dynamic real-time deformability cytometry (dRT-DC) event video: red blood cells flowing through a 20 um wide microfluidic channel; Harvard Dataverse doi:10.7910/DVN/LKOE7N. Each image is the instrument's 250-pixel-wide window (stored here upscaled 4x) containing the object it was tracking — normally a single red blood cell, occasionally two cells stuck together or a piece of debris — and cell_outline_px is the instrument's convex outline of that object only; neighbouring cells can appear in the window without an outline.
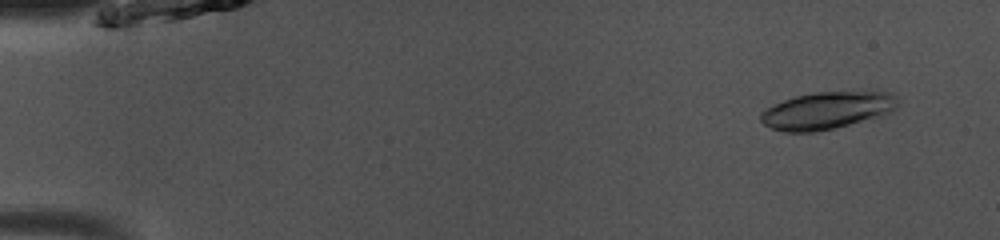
{"species": "common noctule bat (a hibernating species)", "species_latin": "Nyctalus noctula", "temperature_condition": "room temperature", "stored_images_in_passage": 49, "camera_frame_rate_fps": 3000, "um_per_image_px": 0.085, "animal": {"sex": "male", "body_mass_g": 13.0, "forearm_length_mm": 53.1}, "frame": {"image": 1, "passage_image": 4, "time_ms": 1.0, "image_size_px": [1000, 240], "cell_outline_px": [[900, 104], [896, 108], [872, 120], [816, 132], [784, 132], [772, 128], [764, 124], [760, 120], [760, 112], [784, 100], [796, 96], [816, 92], [888, 92]], "centroid_in_image_um": [70.29, 9.41], "position_along_channel_um": 14.7, "area_um2": 29.59}}
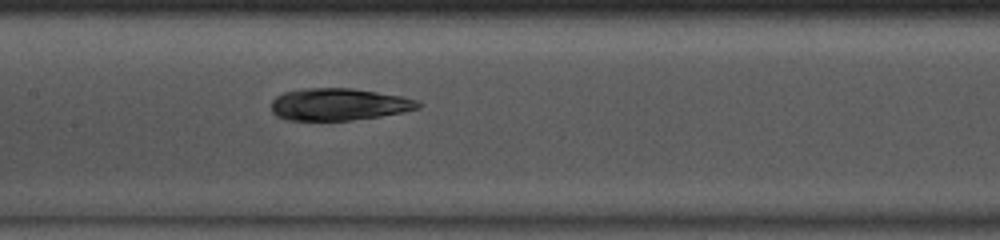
{"frame": {"image": 2, "passage_image": 24, "time_ms": 7.667, "image_size_px": [1000, 240], "cell_outline_px": [[424, 104], [420, 108], [404, 112], [380, 116], [352, 120], [288, 120], [276, 116], [272, 112], [272, 100], [276, 96], [284, 92], [304, 88], [352, 88], [400, 96], [420, 100]], "centroid_in_image_um": [28.83, 8.87], "position_along_channel_um": 178.6, "area_um2": 27.63}}
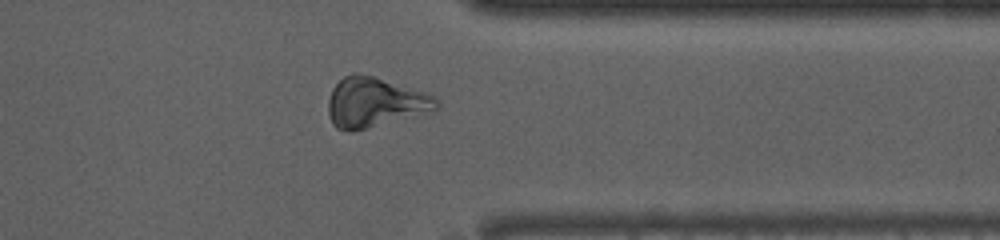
{"frame": {"image": 3, "passage_image": 39, "time_ms": 12.667, "image_size_px": [1000, 240], "cell_outline_px": [[440, 108], [436, 112], [364, 128], [336, 128], [332, 124], [328, 112], [328, 100], [332, 88], [344, 76], [352, 72], [360, 72], [428, 92], [436, 96], [440, 104]], "centroid_in_image_um": [31.95, 8.66], "position_along_channel_um": 379.4, "area_um2": 31.67}, "authors_computed_cell_mechanics": {"area_um2": 28.2642, "velocity_mm_per_s": 4.0834, "shape_relaxation_time_tau1_ms": 4.004, "shape_relaxation_time_tau2_ms": 3.5158, "deformation_change_tau1": 0.1182, "deformation_change_tau2": 0.1119}}